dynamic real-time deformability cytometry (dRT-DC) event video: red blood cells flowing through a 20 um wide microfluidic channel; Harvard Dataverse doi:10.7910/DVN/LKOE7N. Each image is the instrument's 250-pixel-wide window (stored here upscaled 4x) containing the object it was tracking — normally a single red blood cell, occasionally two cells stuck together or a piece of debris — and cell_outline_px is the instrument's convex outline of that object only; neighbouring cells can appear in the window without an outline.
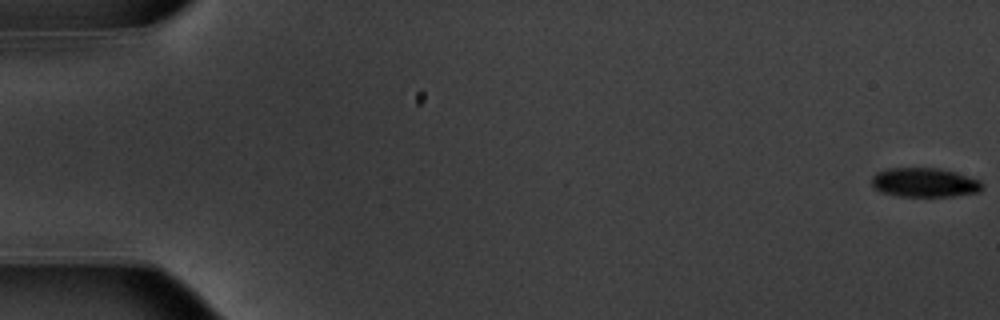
{"species": "common noctule bat (a hibernating species)", "species_latin": "Nyctalus noctula", "temperature_condition": "warm", "stored_images_in_passage": 55, "camera_frame_rate_fps": 3000, "um_per_image_px": 0.085, "animal": {"sex": "male", "body_mass_g": 20.1, "forearm_length_mm": 53.5}, "frame": {"image": 1, "passage_image": 1, "time_ms": 0.0, "image_size_px": [1000, 320], "cell_outline_px": [[984, 188], [980, 192], [956, 196], [896, 196], [880, 192], [872, 184], [872, 176], [876, 172], [884, 168], [940, 168], [956, 172], [980, 180], [984, 184]], "centroid_in_image_um": [78.61, 15.51], "position_along_channel_um": 6.4, "area_um2": 19.13}}
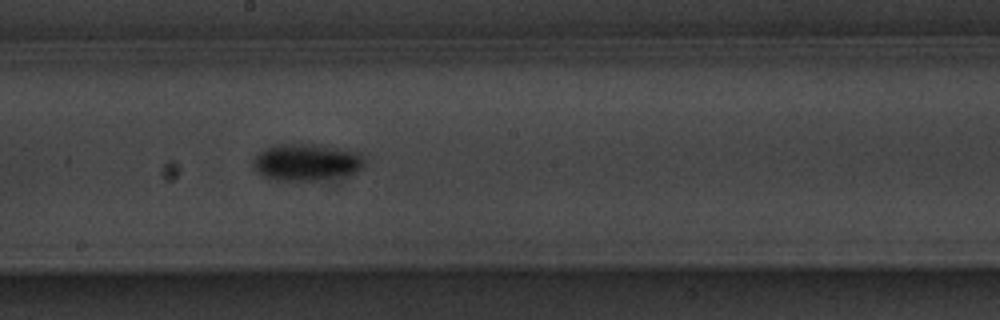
{"frame": {"image": 2, "passage_image": 31, "time_ms": 10.0, "image_size_px": [1000, 320], "cell_outline_px": [[364, 168], [360, 172], [316, 180], [276, 180], [264, 176], [252, 164], [252, 160], [260, 152], [276, 144], [320, 144], [360, 152], [364, 156]], "centroid_in_image_um": [26.12, 13.77], "position_along_channel_um": 222.1, "area_um2": 23.93}}
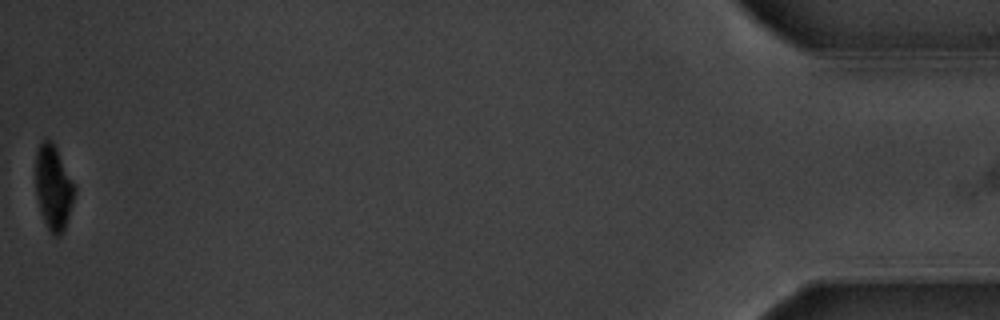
{"frame": {"image": 3, "passage_image": 55, "time_ms": 18.0, "image_size_px": [1000, 320], "cell_outline_px": [[76, 188], [72, 204], [64, 232], [60, 236], [52, 236], [40, 212], [36, 196], [36, 152], [40, 140], [52, 140]], "centroid_in_image_um": [4.53, 15.96], "position_along_channel_um": 430.7, "area_um2": 19.19}, "authors_computed_cell_mechanics": {"area_um2": 21.0392, "velocity_mm_per_s": 3.7537, "shape_relaxation_time_tau1_ms": 2.1245, "shape_relaxation_time_tau2_ms": null, "deformation_change_tau1": 0.1233, "deformation_change_tau2": null}}